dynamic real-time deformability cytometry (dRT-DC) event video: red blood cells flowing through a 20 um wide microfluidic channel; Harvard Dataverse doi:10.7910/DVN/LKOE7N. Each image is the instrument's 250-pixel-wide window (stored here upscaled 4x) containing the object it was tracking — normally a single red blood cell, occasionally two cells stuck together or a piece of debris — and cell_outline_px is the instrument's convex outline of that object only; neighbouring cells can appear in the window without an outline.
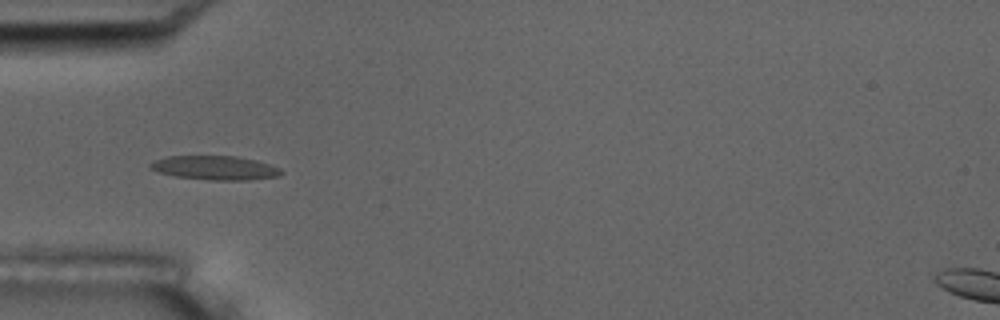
{"species": "common noctule bat (a hibernating species)", "species_latin": "Nyctalus noctula", "temperature_condition": "room temperature", "stored_images_in_passage": 33, "camera_frame_rate_fps": 3000, "um_per_image_px": 0.085, "animal": {"sex": "male", "body_mass_g": 17.5, "forearm_length_mm": 52.3}, "frame": {"image": 1, "passage_image": 6, "time_ms": 1.667, "image_size_px": [1000, 320], "cell_outline_px": [[284, 172], [280, 176], [248, 180], [208, 180], [176, 176], [160, 172], [148, 168], [148, 164], [156, 160], [168, 156], [236, 156], [256, 160], [280, 168]], "centroid_in_image_um": [18.3, 14.27], "position_along_channel_um": 66.7, "area_um2": 18.32}}
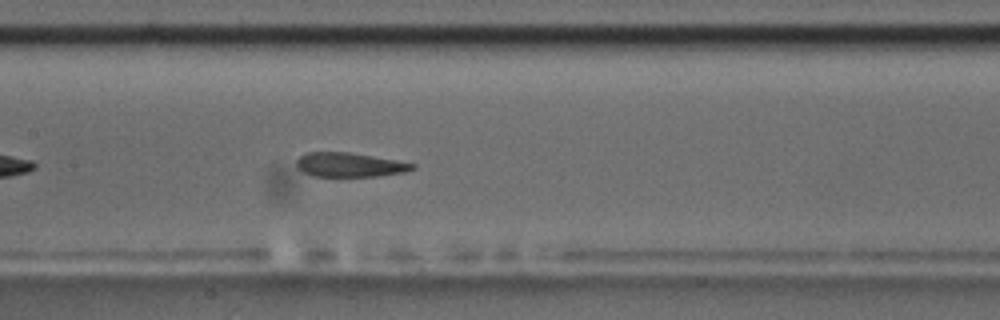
{"frame": {"image": 2, "passage_image": 15, "time_ms": 4.667, "image_size_px": [1000, 320], "cell_outline_px": [[416, 168], [404, 172], [376, 176], [312, 176], [304, 172], [296, 164], [296, 160], [300, 156], [308, 152], [348, 152], [396, 160], [416, 164]], "centroid_in_image_um": [29.72, 14.0], "position_along_channel_um": 177.7, "area_um2": 16.18}, "authors_computed_cell_mechanics": {"area_um2": 17.629, "velocity_mm_per_s": 3.719, "shape_relaxation_time_tau1_ms": null, "shape_relaxation_time_tau2_ms": 2.9699, "deformation_change_tau1": null, "deformation_change_tau2": 0.089}}